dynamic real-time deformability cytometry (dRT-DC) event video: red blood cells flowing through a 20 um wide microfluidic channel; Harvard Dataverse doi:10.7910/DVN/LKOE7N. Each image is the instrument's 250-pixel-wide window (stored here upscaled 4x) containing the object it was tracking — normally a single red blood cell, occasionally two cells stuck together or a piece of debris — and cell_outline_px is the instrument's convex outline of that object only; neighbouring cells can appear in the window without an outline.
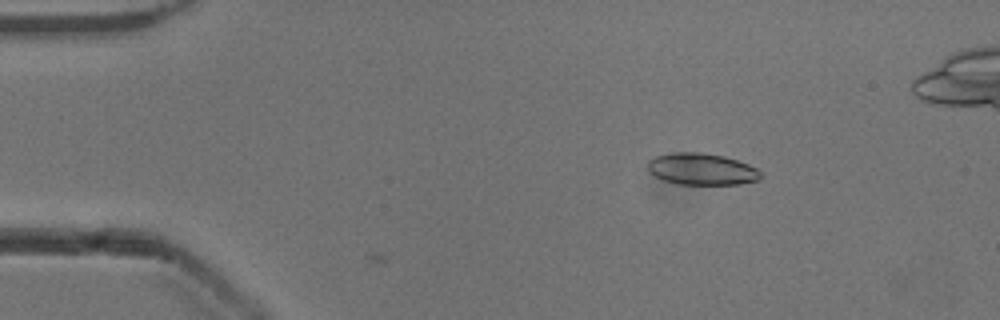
{"species": "common noctule bat (a hibernating species)", "species_latin": "Nyctalus noctula", "temperature_condition": "cold", "stored_images_in_passage": 3, "camera_frame_rate_fps": 3000, "um_per_image_px": 0.085, "animal": {"sex": "male", "body_mass_g": 13.3}, "frame": {"image": 1, "passage_image": 1, "time_ms": 0.0, "image_size_px": [1000, 320], "cell_outline_px": [[764, 176], [760, 180], [740, 184], [680, 184], [664, 180], [648, 172], [648, 160], [656, 156], [672, 152], [700, 152], [724, 156], [748, 164], [756, 168]], "centroid_in_image_um": [59.66, 14.37], "position_along_channel_um": 25.3, "area_um2": 20.92}}